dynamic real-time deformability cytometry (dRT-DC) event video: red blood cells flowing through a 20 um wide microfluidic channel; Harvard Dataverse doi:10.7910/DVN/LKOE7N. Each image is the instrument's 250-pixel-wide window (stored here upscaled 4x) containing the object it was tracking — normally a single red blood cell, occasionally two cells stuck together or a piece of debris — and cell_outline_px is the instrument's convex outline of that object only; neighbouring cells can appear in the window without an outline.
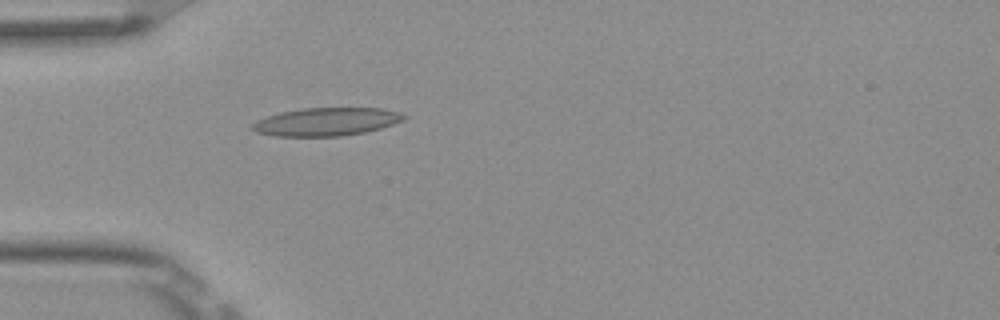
{"species": "Egyptian fruit bat (a non-hibernating species)", "species_latin": "Rousettus aegyptiacus", "temperature_condition": "room temperature", "stored_images_in_passage": 5, "camera_frame_rate_fps": 3000, "um_per_image_px": 0.085, "frame": {"image": 1, "passage_image": 5, "time_ms": 1.333, "image_size_px": [1000, 320], "cell_outline_px": [[408, 116], [404, 120], [380, 128], [364, 132], [340, 136], [276, 136], [256, 132], [252, 128], [252, 124], [256, 120], [280, 112], [304, 108], [384, 108]], "centroid_in_image_um": [27.73, 10.34], "position_along_channel_um": 57.3, "area_um2": 24.62}}